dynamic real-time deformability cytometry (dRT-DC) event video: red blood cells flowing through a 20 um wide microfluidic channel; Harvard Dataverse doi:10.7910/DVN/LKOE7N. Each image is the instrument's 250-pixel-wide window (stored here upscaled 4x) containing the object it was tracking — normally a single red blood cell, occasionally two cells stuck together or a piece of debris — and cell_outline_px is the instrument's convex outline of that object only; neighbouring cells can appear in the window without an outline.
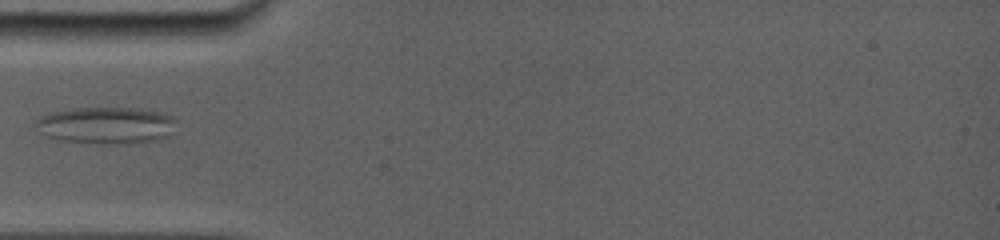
{"species": "common noctule bat (a hibernating species)", "species_latin": "Nyctalus noctula", "temperature_condition": "room temperature", "stored_images_in_passage": 9, "camera_frame_rate_fps": 5000, "um_per_image_px": 0.085, "animal": {"sex": "female", "body_mass_g": 19.0, "forearm_length_mm": 56.7}, "frame": {"image": 1, "passage_image": 7, "time_ms": 5.4, "image_size_px": [1000, 240], "cell_outline_px": [[176, 120], [172, 136], [160, 140], [136, 144], [100, 144], [60, 140], [48, 136], [32, 128], [32, 124], [40, 116], [52, 112], [76, 108], [140, 108], [164, 112], [172, 116]], "centroid_in_image_um": [9.07, 10.67], "position_along_channel_um": 75.9, "area_um2": 31.1}}
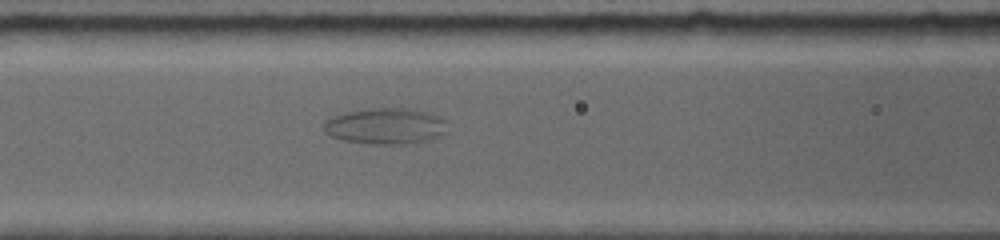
{"frame": {"image": 2, "passage_image": 9, "time_ms": 7.0, "image_size_px": [1000, 240], "cell_outline_px": [[448, 132], [432, 140], [416, 144], [368, 144], [344, 140], [332, 136], [324, 132], [324, 120], [332, 116], [348, 112], [368, 108], [408, 108], [428, 112], [444, 120]], "centroid_in_image_um": [32.8, 10.73], "position_along_channel_um": 133.8, "area_um2": 26.36}}